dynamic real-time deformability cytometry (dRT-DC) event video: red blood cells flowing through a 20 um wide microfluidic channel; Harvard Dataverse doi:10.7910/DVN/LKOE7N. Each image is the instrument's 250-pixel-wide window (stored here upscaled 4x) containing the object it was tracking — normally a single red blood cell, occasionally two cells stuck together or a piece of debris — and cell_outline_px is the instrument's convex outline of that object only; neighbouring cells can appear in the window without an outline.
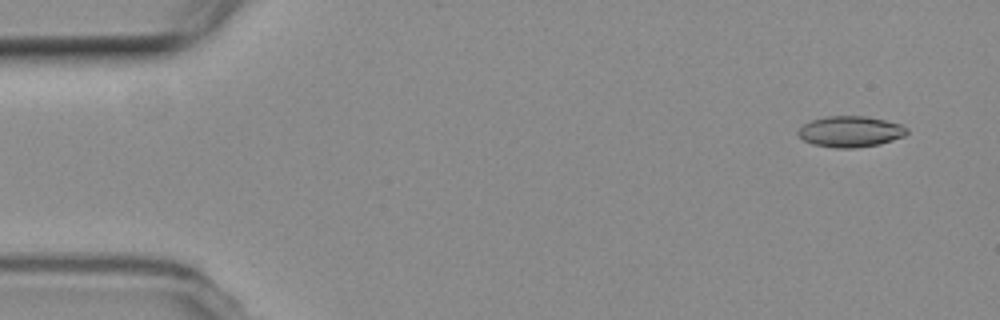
{"species": "common noctule bat (a hibernating species)", "species_latin": "Nyctalus noctula", "temperature_condition": "room temperature", "stored_images_in_passage": 3, "camera_frame_rate_fps": 3000, "um_per_image_px": 0.085, "animal": {"sex": "female", "body_mass_g": 19.3, "forearm_length_mm": 54.1}, "frame": {"image": 1, "passage_image": 1, "time_ms": 0.0, "image_size_px": [1000, 320], "cell_outline_px": [[908, 132], [904, 136], [880, 144], [856, 148], [836, 148], [812, 144], [804, 140], [796, 132], [804, 124], [812, 120], [828, 116], [864, 116], [884, 120], [900, 124], [908, 128]], "centroid_in_image_um": [72.29, 11.19], "position_along_channel_um": 12.7, "area_um2": 19.54}}